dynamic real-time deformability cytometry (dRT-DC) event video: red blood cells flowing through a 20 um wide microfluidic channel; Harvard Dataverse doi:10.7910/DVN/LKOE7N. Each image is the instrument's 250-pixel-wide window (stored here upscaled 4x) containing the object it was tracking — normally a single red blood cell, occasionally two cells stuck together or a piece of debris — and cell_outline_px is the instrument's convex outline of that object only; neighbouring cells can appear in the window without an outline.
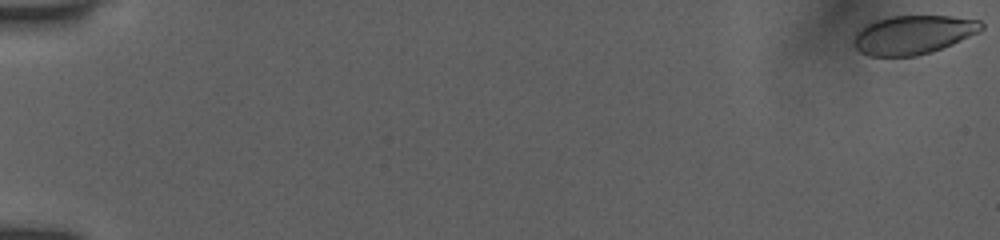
{"species": "human", "species_latin": "Homo sapiens", "temperature_condition": "room temperature", "stored_images_in_passage": 54, "camera_frame_rate_fps": 3000, "um_per_image_px": 0.085, "donor": {"sex": "female"}, "frame": {"image": 1, "passage_image": 1, "time_ms": 0.0, "image_size_px": [1000, 240], "cell_outline_px": [[984, 28], [980, 32], [952, 44], [932, 52], [916, 56], [868, 56], [860, 52], [852, 44], [852, 40], [856, 32], [864, 24], [888, 16], [948, 16], [980, 20], [984, 24]], "centroid_in_image_um": [77.59, 2.95], "position_along_channel_um": 7.4, "area_um2": 29.19}}
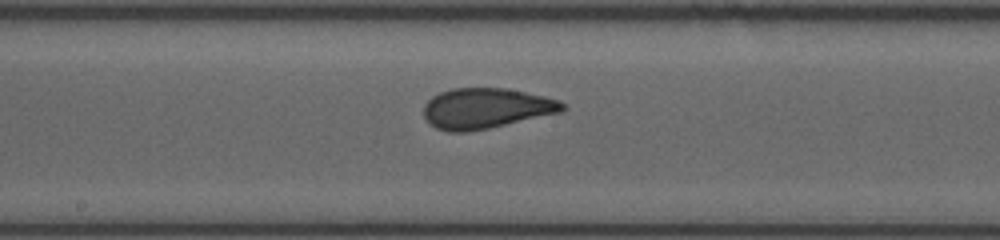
{"frame": {"image": 2, "passage_image": 31, "time_ms": 10.0, "image_size_px": [1000, 240], "cell_outline_px": [[568, 108], [564, 112], [488, 128], [464, 132], [448, 132], [436, 128], [424, 116], [424, 104], [432, 96], [440, 92], [452, 88], [504, 88], [544, 96], [560, 100]], "centroid_in_image_um": [41.34, 9.21], "position_along_channel_um": 206.9, "area_um2": 32.71}}
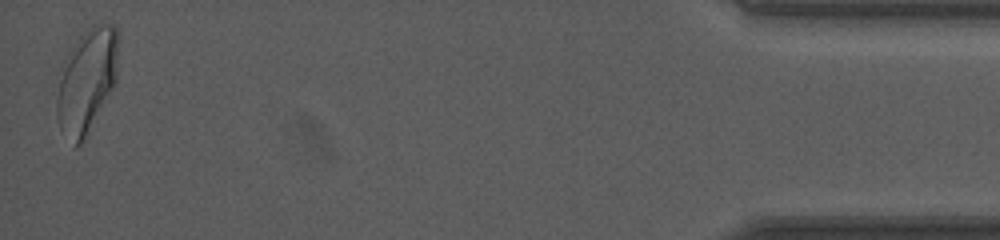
{"frame": {"image": 3, "passage_image": 54, "time_ms": 17.667, "image_size_px": [1000, 240], "cell_outline_px": [[120, 40], [116, 84], [80, 144], [76, 144], [60, 128], [56, 116], [56, 96], [64, 60], [68, 48], [92, 24], [112, 24], [120, 32]], "centroid_in_image_um": [7.41, 6.74], "position_along_channel_um": 427.8, "area_um2": 37.45}, "authors_computed_cell_mechanics": {"area_um2": 31.9923, "velocity_mm_per_s": 3.9157, "shape_relaxation_time_tau1_ms": 8.0821, "shape_relaxation_time_tau2_ms": 0.8292, "deformation_change_tau1": 0.2047, "deformation_change_tau2": 0.0477}}